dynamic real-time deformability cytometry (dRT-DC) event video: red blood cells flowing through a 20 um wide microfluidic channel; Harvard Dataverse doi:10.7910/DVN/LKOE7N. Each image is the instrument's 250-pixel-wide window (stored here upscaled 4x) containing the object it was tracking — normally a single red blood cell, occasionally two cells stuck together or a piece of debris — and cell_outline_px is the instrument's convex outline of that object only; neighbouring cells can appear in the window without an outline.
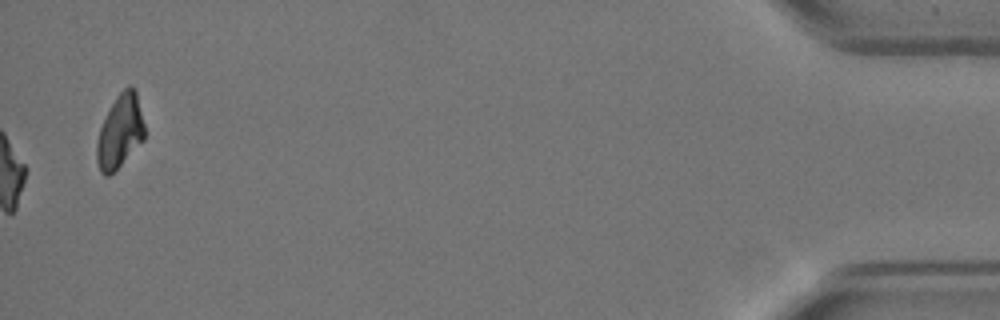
{"species": "Egyptian fruit bat (a non-hibernating species)", "species_latin": "Rousettus aegyptiacus", "temperature_condition": "warm", "stored_images_in_passage": 53, "camera_frame_rate_fps": 3000, "um_per_image_px": 0.085, "animal": {"sex": "female"}, "frame": {"image": 1, "passage_image": 53, "time_ms": 17.333, "image_size_px": [1000, 320], "cell_outline_px": [[144, 140], [108, 176], [104, 176], [100, 172], [96, 160], [96, 144], [100, 128], [116, 96], [128, 84], [132, 84], [136, 92], [144, 124]], "centroid_in_image_um": [10.19, 11.16], "position_along_channel_um": 425.0, "area_um2": 20.11}, "authors_computed_cell_mechanics": {"area_um2": 17.6868, "velocity_mm_per_s": 3.8992, "shape_relaxation_time_tau1_ms": 3.8613, "shape_relaxation_time_tau2_ms": 3.0476, "deformation_change_tau1": 0.1986, "deformation_change_tau2": 0.1203}}